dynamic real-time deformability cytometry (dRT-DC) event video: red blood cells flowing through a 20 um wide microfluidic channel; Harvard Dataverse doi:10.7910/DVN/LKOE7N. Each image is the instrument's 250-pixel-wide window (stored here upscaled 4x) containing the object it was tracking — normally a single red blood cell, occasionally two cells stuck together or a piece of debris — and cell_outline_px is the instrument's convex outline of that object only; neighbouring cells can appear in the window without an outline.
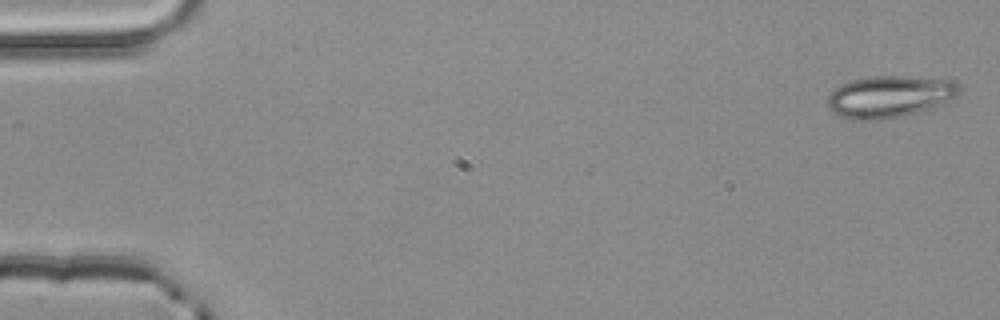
{"species": "common noctule bat (a hibernating species)", "species_latin": "Nyctalus noctula", "temperature_condition": "room temperature", "stored_images_in_passage": 4, "camera_frame_rate_fps": 3000, "um_per_image_px": 0.085, "animal": {"sex": "male", "body_mass_g": 20.4}, "frame": {"image": 1, "passage_image": 1, "time_ms": 0.0, "image_size_px": [1000, 320], "cell_outline_px": [[960, 88], [956, 96], [932, 112], [880, 120], [848, 120], [840, 116], [828, 104], [828, 96], [840, 84], [852, 80], [872, 76], [908, 76], [952, 80]], "centroid_in_image_um": [75.69, 8.24], "position_along_channel_um": 9.3, "area_um2": 32.77}}